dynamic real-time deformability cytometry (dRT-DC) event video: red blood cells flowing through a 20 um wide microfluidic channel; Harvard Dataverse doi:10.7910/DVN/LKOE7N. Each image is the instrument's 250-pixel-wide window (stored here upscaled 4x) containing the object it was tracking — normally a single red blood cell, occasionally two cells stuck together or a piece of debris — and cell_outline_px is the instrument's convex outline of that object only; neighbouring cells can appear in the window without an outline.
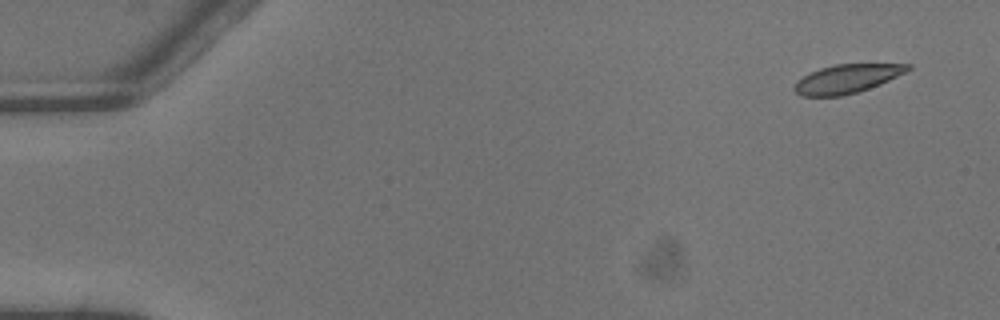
{"species": "common noctule bat (a hibernating species)", "species_latin": "Nyctalus noctula", "temperature_condition": "warm", "stored_images_in_passage": 4, "camera_frame_rate_fps": 3000, "um_per_image_px": 0.085, "animal": {"sex": "male", "body_mass_g": 13.3}, "frame": {"image": 1, "passage_image": 1, "time_ms": 0.0, "image_size_px": [1000, 320], "cell_outline_px": [[912, 68], [880, 84], [844, 96], [800, 96], [792, 88], [796, 80], [820, 68], [836, 64], [912, 64]], "centroid_in_image_um": [71.95, 6.7], "position_along_channel_um": 13.1, "area_um2": 18.79}}
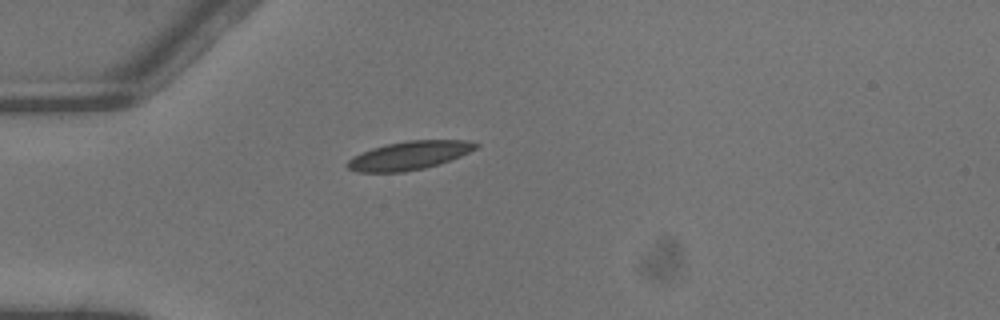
{"frame": {"image": 2, "passage_image": 4, "time_ms": 1.0, "image_size_px": [1000, 320], "cell_outline_px": [[480, 144], [476, 148], [460, 156], [440, 164], [424, 168], [404, 172], [356, 172], [348, 168], [344, 164], [352, 156], [372, 148], [384, 144], [408, 140], [464, 140]], "centroid_in_image_um": [34.73, 13.22], "position_along_channel_um": 50.3, "area_um2": 21.39}}